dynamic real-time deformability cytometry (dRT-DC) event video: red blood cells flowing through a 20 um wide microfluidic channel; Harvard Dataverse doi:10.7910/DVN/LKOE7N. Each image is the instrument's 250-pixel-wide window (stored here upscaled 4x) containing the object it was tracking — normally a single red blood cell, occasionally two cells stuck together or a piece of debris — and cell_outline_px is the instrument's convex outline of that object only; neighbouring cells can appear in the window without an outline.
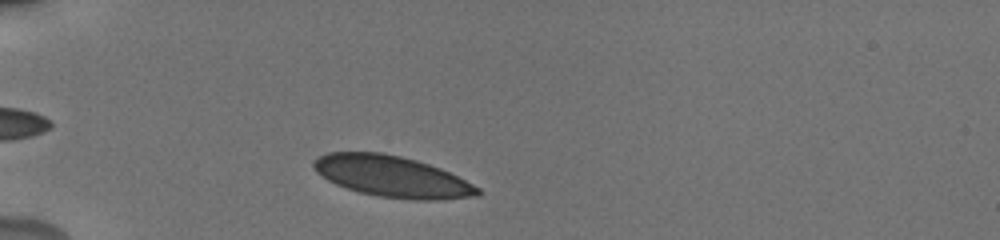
{"species": "human", "species_latin": "Homo sapiens", "temperature_condition": "cold", "stored_images_in_passage": 41, "camera_frame_rate_fps": 3000, "um_per_image_px": 0.085, "donor": {"sex": "male"}, "frame": {"image": 1, "passage_image": 3, "time_ms": 0.667, "image_size_px": [1000, 240], "cell_outline_px": [[480, 196], [444, 200], [412, 200], [380, 196], [360, 192], [336, 184], [328, 180], [316, 172], [312, 164], [320, 156], [328, 152], [380, 152], [400, 156], [416, 160], [440, 168], [480, 188]], "centroid_in_image_um": [33.35, 15.01], "position_along_channel_um": 51.7, "area_um2": 39.13}}
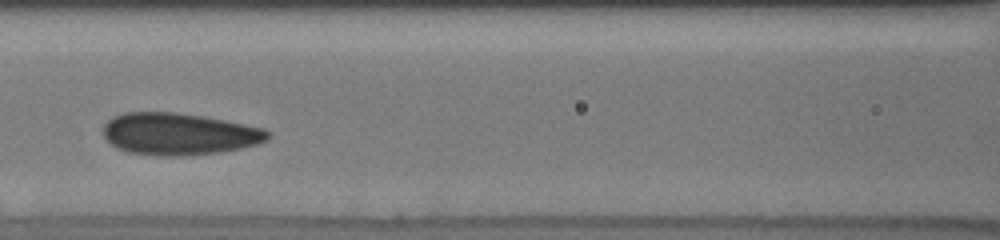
{"frame": {"image": 2, "passage_image": 13, "time_ms": 4.0, "image_size_px": [1000, 240], "cell_outline_px": [[272, 132], [268, 140], [260, 144], [224, 152], [184, 156], [160, 156], [128, 152], [112, 144], [104, 136], [104, 124], [112, 116], [124, 112], [176, 112], [204, 116], [264, 128]], "centroid_in_image_um": [15.27, 11.39], "position_along_channel_um": 151.3, "area_um2": 40.63}}
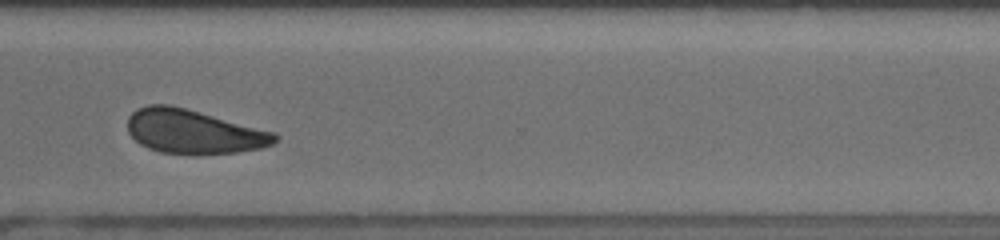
{"frame": {"image": 3, "passage_image": 29, "time_ms": 9.333, "image_size_px": [1000, 240], "cell_outline_px": [[280, 136], [272, 144], [260, 148], [236, 152], [200, 156], [196, 156], [160, 152], [148, 148], [140, 144], [128, 132], [128, 116], [136, 108], [148, 104], [172, 104], [276, 132]], "centroid_in_image_um": [16.45, 11.19], "position_along_channel_um": 354.1, "area_um2": 38.55}, "authors_computed_cell_mechanics": {"area_um2": 38.726, "velocity_mm_per_s": 3.8018, "shape_relaxation_time_tau1_ms": 3.4402, "shape_relaxation_time_tau2_ms": 2.1921, "deformation_change_tau1": 0.072, "deformation_change_tau2": 0.0504}}